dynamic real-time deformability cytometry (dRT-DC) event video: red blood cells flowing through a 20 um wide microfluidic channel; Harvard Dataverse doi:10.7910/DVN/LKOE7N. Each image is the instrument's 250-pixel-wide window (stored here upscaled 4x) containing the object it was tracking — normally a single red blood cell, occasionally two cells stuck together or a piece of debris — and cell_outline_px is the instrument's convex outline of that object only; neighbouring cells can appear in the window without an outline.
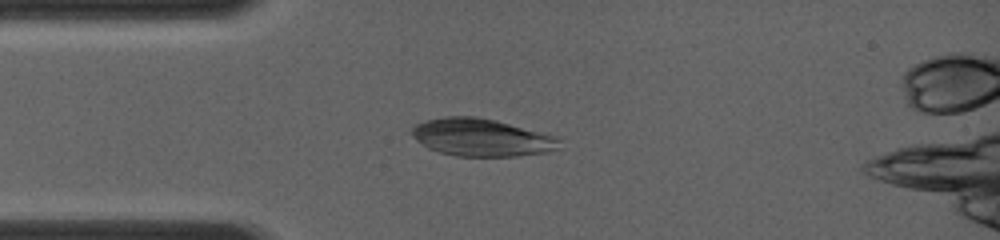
{"species": "common noctule bat (a hibernating species)", "species_latin": "Nyctalus noctula", "temperature_condition": "room temperature", "stored_images_in_passage": 31, "camera_frame_rate_fps": 4000, "um_per_image_px": 0.085, "animal": {"sex": "female", "body_mass_g": 19.0, "forearm_length_mm": 56.7}, "frame": {"image": 1, "passage_image": 8, "time_ms": 3.0, "image_size_px": [1000, 240], "cell_outline_px": [[560, 148], [548, 152], [520, 156], [456, 156], [440, 152], [428, 148], [416, 140], [412, 136], [412, 128], [416, 124], [424, 120], [444, 116], [476, 116], [496, 120], [556, 136], [560, 140]], "centroid_in_image_um": [40.93, 11.68], "position_along_channel_um": 44.1, "area_um2": 32.48}}
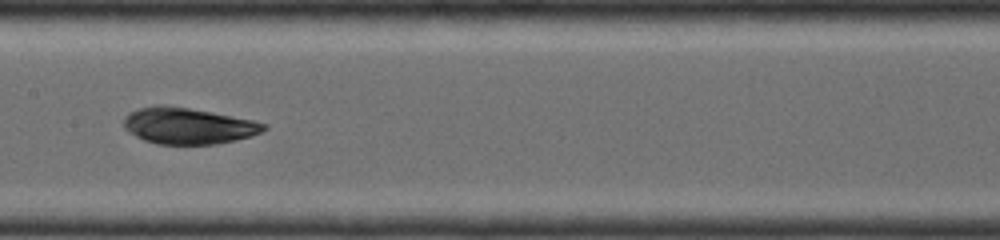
{"frame": {"image": 2, "passage_image": 17, "time_ms": 6.5, "image_size_px": [1000, 240], "cell_outline_px": [[268, 128], [260, 132], [236, 140], [216, 144], [156, 144], [144, 140], [128, 132], [124, 128], [124, 116], [128, 112], [140, 108], [156, 104], [164, 104], [212, 112], [252, 120], [268, 124]], "centroid_in_image_um": [15.95, 10.69], "position_along_channel_um": 191.5, "area_um2": 29.65}}
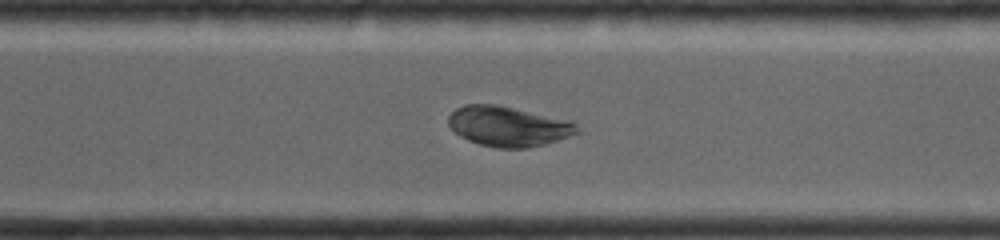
{"frame": {"image": 3, "passage_image": 29, "time_ms": 9.5, "image_size_px": [1000, 240], "cell_outline_px": [[576, 132], [568, 136], [544, 144], [524, 148], [496, 148], [480, 144], [468, 140], [460, 136], [448, 124], [448, 116], [456, 108], [464, 104], [496, 104], [572, 120], [576, 124]], "centroid_in_image_um": [43.17, 10.72], "position_along_channel_um": 327.4, "area_um2": 29.82}}